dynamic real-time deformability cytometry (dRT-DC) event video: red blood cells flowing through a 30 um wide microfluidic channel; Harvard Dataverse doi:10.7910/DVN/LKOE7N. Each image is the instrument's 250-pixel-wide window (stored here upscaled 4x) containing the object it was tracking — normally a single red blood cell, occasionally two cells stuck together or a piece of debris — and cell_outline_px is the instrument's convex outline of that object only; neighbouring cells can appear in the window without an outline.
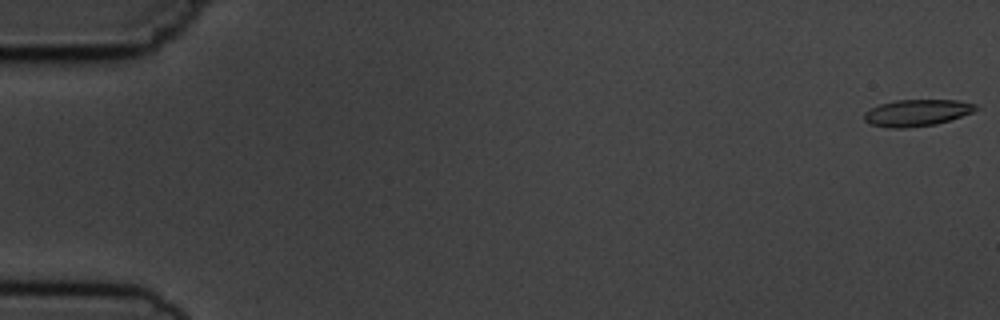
{"species": "common noctule bat (a hibernating species)", "species_latin": "Nyctalus noctula", "temperature_condition": "cold", "stored_images_in_passage": 6, "camera_frame_rate_fps": 3000, "um_per_image_px": 0.085, "animal": {"sex": "male", "body_mass_g": 19.5, "forearm_length_mm": 54.6}, "frame": {"image": 1, "passage_image": 1, "time_ms": 0.0, "image_size_px": [1000, 320], "cell_outline_px": [[980, 108], [972, 112], [936, 124], [904, 128], [888, 128], [872, 124], [864, 120], [864, 112], [880, 104], [896, 100], [956, 100], [976, 104]], "centroid_in_image_um": [77.93, 9.58], "position_along_channel_um": 7.1, "area_um2": 17.17}}
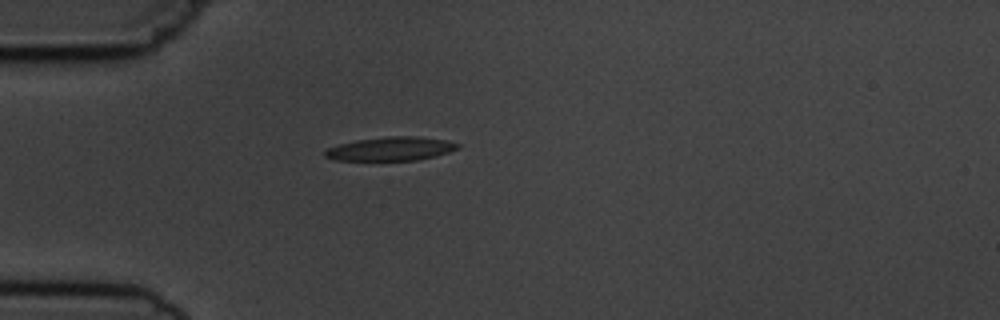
{"frame": {"image": 2, "passage_image": 5, "time_ms": 5.0, "image_size_px": [1000, 320], "cell_outline_px": [[460, 148], [448, 152], [416, 160], [336, 160], [324, 156], [324, 152], [328, 148], [340, 144], [356, 140], [388, 136], [416, 136], [448, 140], [460, 144]], "centroid_in_image_um": [33.23, 12.64], "position_along_channel_um": 51.8, "area_um2": 18.21}}